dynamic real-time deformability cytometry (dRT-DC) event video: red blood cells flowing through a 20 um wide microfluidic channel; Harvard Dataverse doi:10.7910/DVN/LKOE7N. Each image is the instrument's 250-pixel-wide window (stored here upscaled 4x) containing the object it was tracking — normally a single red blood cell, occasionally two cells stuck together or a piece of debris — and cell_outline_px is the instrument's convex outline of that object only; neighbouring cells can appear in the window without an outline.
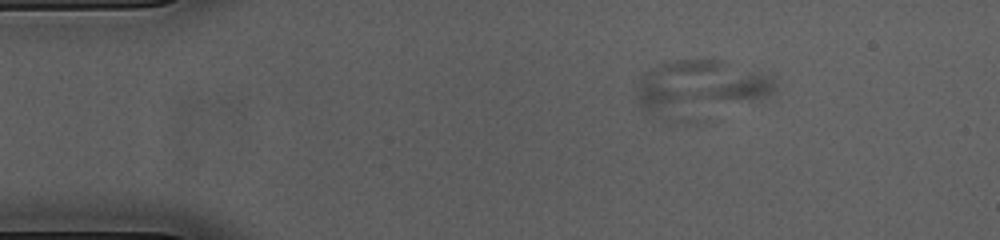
{"species": "common noctule bat (a hibernating species)", "species_latin": "Nyctalus noctula", "temperature_condition": "cold", "stored_images_in_passage": 4, "camera_frame_rate_fps": 3000, "um_per_image_px": 0.085, "animal": {"sex": "female", "body_mass_g": 23.0, "forearm_length_mm": 53.4}, "frame": {"image": 1, "passage_image": 1, "time_ms": 0.0, "image_size_px": [1000, 240], "cell_outline_px": [[776, 88], [768, 96], [672, 120], [664, 120], [640, 112], [636, 104], [636, 88], [644, 72], [660, 64], [676, 60], [720, 60], [772, 76], [776, 84]], "centroid_in_image_um": [59.35, 7.46], "position_along_channel_um": 25.7, "area_um2": 43.81}}